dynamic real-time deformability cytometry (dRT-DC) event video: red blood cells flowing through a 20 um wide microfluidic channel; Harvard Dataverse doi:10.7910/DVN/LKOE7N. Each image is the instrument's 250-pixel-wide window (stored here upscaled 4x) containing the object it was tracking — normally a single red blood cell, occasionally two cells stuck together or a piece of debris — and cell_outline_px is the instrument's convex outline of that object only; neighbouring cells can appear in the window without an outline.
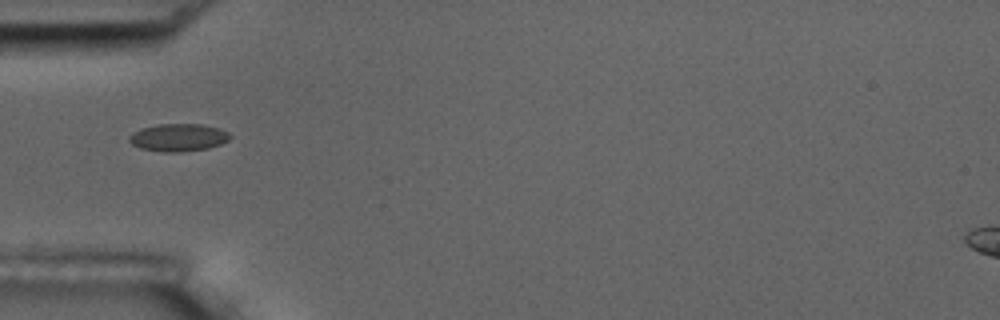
{"species": "common noctule bat (a hibernating species)", "species_latin": "Nyctalus noctula", "temperature_condition": "room temperature", "stored_images_in_passage": 6, "camera_frame_rate_fps": 3000, "um_per_image_px": 0.085, "animal": {"sex": "male", "body_mass_g": 17.5, "forearm_length_mm": 52.3}, "frame": {"image": 1, "passage_image": 1, "time_ms": 0.0, "image_size_px": [1000, 320], "cell_outline_px": [[232, 136], [228, 140], [220, 144], [208, 148], [180, 152], [164, 152], [140, 148], [132, 144], [128, 140], [128, 136], [132, 132], [140, 128], [160, 124], [204, 124], [220, 128], [228, 132]], "centroid_in_image_um": [15.15, 11.68], "position_along_channel_um": 69.8, "area_um2": 16.36}}
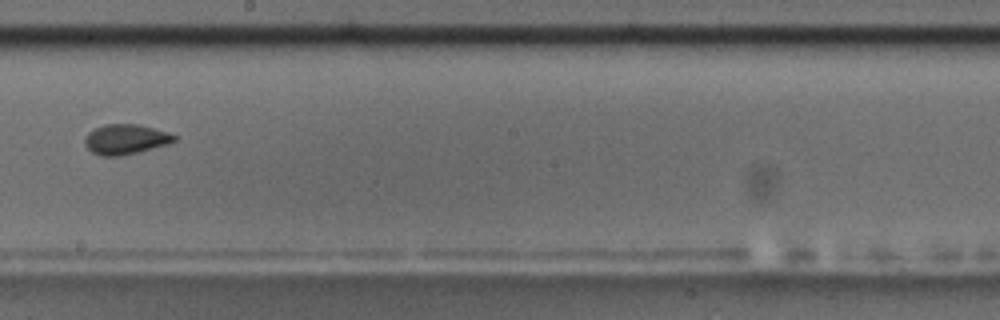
{"frame": {"image": 2, "passage_image": 5, "time_ms": 1.333, "image_size_px": [1000, 320], "cell_outline_px": [[176, 140], [168, 144], [136, 152], [116, 156], [100, 156], [92, 152], [84, 144], [84, 136], [92, 128], [104, 124], [140, 124], [168, 132], [176, 136]], "centroid_in_image_um": [10.63, 11.82], "position_along_channel_um": 237.6, "area_um2": 15.72}}
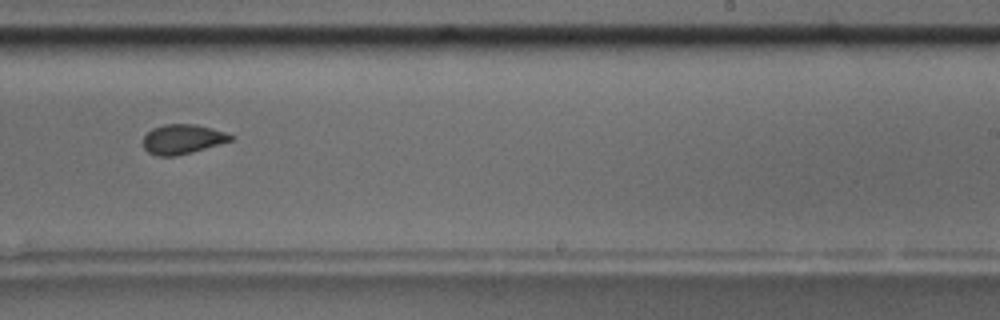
{"frame": {"image": 3, "passage_image": 6, "time_ms": 1.667, "image_size_px": [1000, 320], "cell_outline_px": [[236, 136], [232, 140], [192, 152], [176, 156], [160, 156], [148, 152], [144, 148], [144, 136], [152, 128], [164, 124], [196, 124], [212, 128]], "centroid_in_image_um": [15.52, 11.82], "position_along_channel_um": 273.5, "area_um2": 15.03}}